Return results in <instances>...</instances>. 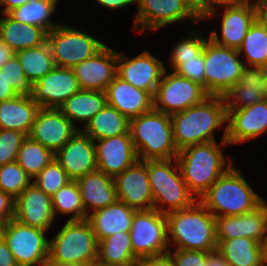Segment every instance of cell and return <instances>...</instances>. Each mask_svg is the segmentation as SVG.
<instances>
[{
  "instance_id": "obj_27",
  "label": "cell",
  "mask_w": 267,
  "mask_h": 266,
  "mask_svg": "<svg viewBox=\"0 0 267 266\" xmlns=\"http://www.w3.org/2000/svg\"><path fill=\"white\" fill-rule=\"evenodd\" d=\"M80 194L86 219L92 212L105 208L117 200L114 177L95 170L75 180ZM90 208V209H88Z\"/></svg>"
},
{
  "instance_id": "obj_37",
  "label": "cell",
  "mask_w": 267,
  "mask_h": 266,
  "mask_svg": "<svg viewBox=\"0 0 267 266\" xmlns=\"http://www.w3.org/2000/svg\"><path fill=\"white\" fill-rule=\"evenodd\" d=\"M53 159L54 153L51 150L27 136L19 149L16 162L33 179Z\"/></svg>"
},
{
  "instance_id": "obj_21",
  "label": "cell",
  "mask_w": 267,
  "mask_h": 266,
  "mask_svg": "<svg viewBox=\"0 0 267 266\" xmlns=\"http://www.w3.org/2000/svg\"><path fill=\"white\" fill-rule=\"evenodd\" d=\"M81 90L105 92L117 74V51L105 45L91 58L73 68Z\"/></svg>"
},
{
  "instance_id": "obj_47",
  "label": "cell",
  "mask_w": 267,
  "mask_h": 266,
  "mask_svg": "<svg viewBox=\"0 0 267 266\" xmlns=\"http://www.w3.org/2000/svg\"><path fill=\"white\" fill-rule=\"evenodd\" d=\"M254 0H198L199 9L201 12V19H209L215 16L218 6H244L255 4Z\"/></svg>"
},
{
  "instance_id": "obj_44",
  "label": "cell",
  "mask_w": 267,
  "mask_h": 266,
  "mask_svg": "<svg viewBox=\"0 0 267 266\" xmlns=\"http://www.w3.org/2000/svg\"><path fill=\"white\" fill-rule=\"evenodd\" d=\"M0 71H4L5 77L9 85L18 94H30L32 91V84L24 75L21 67L20 60L17 55H13L12 58L0 68Z\"/></svg>"
},
{
  "instance_id": "obj_55",
  "label": "cell",
  "mask_w": 267,
  "mask_h": 266,
  "mask_svg": "<svg viewBox=\"0 0 267 266\" xmlns=\"http://www.w3.org/2000/svg\"><path fill=\"white\" fill-rule=\"evenodd\" d=\"M32 0H0V5L4 6V8H1L2 14H8L13 9L20 7L23 4H26Z\"/></svg>"
},
{
  "instance_id": "obj_43",
  "label": "cell",
  "mask_w": 267,
  "mask_h": 266,
  "mask_svg": "<svg viewBox=\"0 0 267 266\" xmlns=\"http://www.w3.org/2000/svg\"><path fill=\"white\" fill-rule=\"evenodd\" d=\"M26 137L27 135L20 131L0 129V166L16 161Z\"/></svg>"
},
{
  "instance_id": "obj_15",
  "label": "cell",
  "mask_w": 267,
  "mask_h": 266,
  "mask_svg": "<svg viewBox=\"0 0 267 266\" xmlns=\"http://www.w3.org/2000/svg\"><path fill=\"white\" fill-rule=\"evenodd\" d=\"M78 130L58 108L40 107L28 136L55 154Z\"/></svg>"
},
{
  "instance_id": "obj_16",
  "label": "cell",
  "mask_w": 267,
  "mask_h": 266,
  "mask_svg": "<svg viewBox=\"0 0 267 266\" xmlns=\"http://www.w3.org/2000/svg\"><path fill=\"white\" fill-rule=\"evenodd\" d=\"M117 200L135 210L153 209V194L147 174V160H136L114 177Z\"/></svg>"
},
{
  "instance_id": "obj_58",
  "label": "cell",
  "mask_w": 267,
  "mask_h": 266,
  "mask_svg": "<svg viewBox=\"0 0 267 266\" xmlns=\"http://www.w3.org/2000/svg\"><path fill=\"white\" fill-rule=\"evenodd\" d=\"M90 266H115V265L106 264V263H103V262L99 261L98 259H96L90 263Z\"/></svg>"
},
{
  "instance_id": "obj_24",
  "label": "cell",
  "mask_w": 267,
  "mask_h": 266,
  "mask_svg": "<svg viewBox=\"0 0 267 266\" xmlns=\"http://www.w3.org/2000/svg\"><path fill=\"white\" fill-rule=\"evenodd\" d=\"M107 104L129 120L154 109L153 95L115 77L105 90Z\"/></svg>"
},
{
  "instance_id": "obj_39",
  "label": "cell",
  "mask_w": 267,
  "mask_h": 266,
  "mask_svg": "<svg viewBox=\"0 0 267 266\" xmlns=\"http://www.w3.org/2000/svg\"><path fill=\"white\" fill-rule=\"evenodd\" d=\"M239 54L245 52V66L264 67L267 65V34L262 26L255 20L249 27Z\"/></svg>"
},
{
  "instance_id": "obj_49",
  "label": "cell",
  "mask_w": 267,
  "mask_h": 266,
  "mask_svg": "<svg viewBox=\"0 0 267 266\" xmlns=\"http://www.w3.org/2000/svg\"><path fill=\"white\" fill-rule=\"evenodd\" d=\"M138 266H176L172 257L166 253L163 255L146 257L138 261Z\"/></svg>"
},
{
  "instance_id": "obj_3",
  "label": "cell",
  "mask_w": 267,
  "mask_h": 266,
  "mask_svg": "<svg viewBox=\"0 0 267 266\" xmlns=\"http://www.w3.org/2000/svg\"><path fill=\"white\" fill-rule=\"evenodd\" d=\"M168 242L176 249L215 252V217L197 200L193 205L165 214Z\"/></svg>"
},
{
  "instance_id": "obj_54",
  "label": "cell",
  "mask_w": 267,
  "mask_h": 266,
  "mask_svg": "<svg viewBox=\"0 0 267 266\" xmlns=\"http://www.w3.org/2000/svg\"><path fill=\"white\" fill-rule=\"evenodd\" d=\"M15 52L0 38V68L3 67Z\"/></svg>"
},
{
  "instance_id": "obj_35",
  "label": "cell",
  "mask_w": 267,
  "mask_h": 266,
  "mask_svg": "<svg viewBox=\"0 0 267 266\" xmlns=\"http://www.w3.org/2000/svg\"><path fill=\"white\" fill-rule=\"evenodd\" d=\"M57 3L58 0H32L13 9L8 15L19 23L41 27L49 33L59 25L51 22Z\"/></svg>"
},
{
  "instance_id": "obj_7",
  "label": "cell",
  "mask_w": 267,
  "mask_h": 266,
  "mask_svg": "<svg viewBox=\"0 0 267 266\" xmlns=\"http://www.w3.org/2000/svg\"><path fill=\"white\" fill-rule=\"evenodd\" d=\"M98 242L90 222L67 220L49 240V259L61 263H91L97 259Z\"/></svg>"
},
{
  "instance_id": "obj_29",
  "label": "cell",
  "mask_w": 267,
  "mask_h": 266,
  "mask_svg": "<svg viewBox=\"0 0 267 266\" xmlns=\"http://www.w3.org/2000/svg\"><path fill=\"white\" fill-rule=\"evenodd\" d=\"M39 108L30 94L0 102V129L20 131L28 136Z\"/></svg>"
},
{
  "instance_id": "obj_57",
  "label": "cell",
  "mask_w": 267,
  "mask_h": 266,
  "mask_svg": "<svg viewBox=\"0 0 267 266\" xmlns=\"http://www.w3.org/2000/svg\"><path fill=\"white\" fill-rule=\"evenodd\" d=\"M45 266H90V263H61L52 261L48 258L45 263Z\"/></svg>"
},
{
  "instance_id": "obj_32",
  "label": "cell",
  "mask_w": 267,
  "mask_h": 266,
  "mask_svg": "<svg viewBox=\"0 0 267 266\" xmlns=\"http://www.w3.org/2000/svg\"><path fill=\"white\" fill-rule=\"evenodd\" d=\"M107 104L106 94L97 90H80L65 100L58 109L76 126H84Z\"/></svg>"
},
{
  "instance_id": "obj_60",
  "label": "cell",
  "mask_w": 267,
  "mask_h": 266,
  "mask_svg": "<svg viewBox=\"0 0 267 266\" xmlns=\"http://www.w3.org/2000/svg\"><path fill=\"white\" fill-rule=\"evenodd\" d=\"M263 69H264V78H265L266 92H267V65L264 66Z\"/></svg>"
},
{
  "instance_id": "obj_30",
  "label": "cell",
  "mask_w": 267,
  "mask_h": 266,
  "mask_svg": "<svg viewBox=\"0 0 267 266\" xmlns=\"http://www.w3.org/2000/svg\"><path fill=\"white\" fill-rule=\"evenodd\" d=\"M0 18V38L16 53L38 47L47 41V32L30 24L19 23L8 14Z\"/></svg>"
},
{
  "instance_id": "obj_53",
  "label": "cell",
  "mask_w": 267,
  "mask_h": 266,
  "mask_svg": "<svg viewBox=\"0 0 267 266\" xmlns=\"http://www.w3.org/2000/svg\"><path fill=\"white\" fill-rule=\"evenodd\" d=\"M100 5L108 9H120L124 8L125 6L131 5L136 3V0H95Z\"/></svg>"
},
{
  "instance_id": "obj_20",
  "label": "cell",
  "mask_w": 267,
  "mask_h": 266,
  "mask_svg": "<svg viewBox=\"0 0 267 266\" xmlns=\"http://www.w3.org/2000/svg\"><path fill=\"white\" fill-rule=\"evenodd\" d=\"M216 240L247 237L264 243L267 236V206L263 202L252 212L215 217Z\"/></svg>"
},
{
  "instance_id": "obj_46",
  "label": "cell",
  "mask_w": 267,
  "mask_h": 266,
  "mask_svg": "<svg viewBox=\"0 0 267 266\" xmlns=\"http://www.w3.org/2000/svg\"><path fill=\"white\" fill-rule=\"evenodd\" d=\"M212 252L176 249L168 254L172 257L176 266H204Z\"/></svg>"
},
{
  "instance_id": "obj_38",
  "label": "cell",
  "mask_w": 267,
  "mask_h": 266,
  "mask_svg": "<svg viewBox=\"0 0 267 266\" xmlns=\"http://www.w3.org/2000/svg\"><path fill=\"white\" fill-rule=\"evenodd\" d=\"M52 209L55 218L60 213L73 214L68 220H85L86 212L82 204L81 194L75 180H71L60 188L52 197Z\"/></svg>"
},
{
  "instance_id": "obj_14",
  "label": "cell",
  "mask_w": 267,
  "mask_h": 266,
  "mask_svg": "<svg viewBox=\"0 0 267 266\" xmlns=\"http://www.w3.org/2000/svg\"><path fill=\"white\" fill-rule=\"evenodd\" d=\"M124 55L117 51L116 76L154 96L166 66L149 51H143L132 58Z\"/></svg>"
},
{
  "instance_id": "obj_2",
  "label": "cell",
  "mask_w": 267,
  "mask_h": 266,
  "mask_svg": "<svg viewBox=\"0 0 267 266\" xmlns=\"http://www.w3.org/2000/svg\"><path fill=\"white\" fill-rule=\"evenodd\" d=\"M170 116L173 141L178 151L190 145L216 141L214 131L227 126L223 96H209L201 103Z\"/></svg>"
},
{
  "instance_id": "obj_13",
  "label": "cell",
  "mask_w": 267,
  "mask_h": 266,
  "mask_svg": "<svg viewBox=\"0 0 267 266\" xmlns=\"http://www.w3.org/2000/svg\"><path fill=\"white\" fill-rule=\"evenodd\" d=\"M165 70L153 96L154 110L173 114L201 103L210 95L204 87L175 72Z\"/></svg>"
},
{
  "instance_id": "obj_33",
  "label": "cell",
  "mask_w": 267,
  "mask_h": 266,
  "mask_svg": "<svg viewBox=\"0 0 267 266\" xmlns=\"http://www.w3.org/2000/svg\"><path fill=\"white\" fill-rule=\"evenodd\" d=\"M130 120L114 107L106 104L82 127V131L93 141L121 134H130Z\"/></svg>"
},
{
  "instance_id": "obj_28",
  "label": "cell",
  "mask_w": 267,
  "mask_h": 266,
  "mask_svg": "<svg viewBox=\"0 0 267 266\" xmlns=\"http://www.w3.org/2000/svg\"><path fill=\"white\" fill-rule=\"evenodd\" d=\"M136 211L122 201L116 200L105 208L89 213L87 220L99 242L115 233L130 231Z\"/></svg>"
},
{
  "instance_id": "obj_23",
  "label": "cell",
  "mask_w": 267,
  "mask_h": 266,
  "mask_svg": "<svg viewBox=\"0 0 267 266\" xmlns=\"http://www.w3.org/2000/svg\"><path fill=\"white\" fill-rule=\"evenodd\" d=\"M94 142L97 170L106 175L115 177L138 160L130 134L98 139Z\"/></svg>"
},
{
  "instance_id": "obj_11",
  "label": "cell",
  "mask_w": 267,
  "mask_h": 266,
  "mask_svg": "<svg viewBox=\"0 0 267 266\" xmlns=\"http://www.w3.org/2000/svg\"><path fill=\"white\" fill-rule=\"evenodd\" d=\"M56 66L73 68L85 59L91 58L106 44L94 36L65 24H60L47 33Z\"/></svg>"
},
{
  "instance_id": "obj_42",
  "label": "cell",
  "mask_w": 267,
  "mask_h": 266,
  "mask_svg": "<svg viewBox=\"0 0 267 266\" xmlns=\"http://www.w3.org/2000/svg\"><path fill=\"white\" fill-rule=\"evenodd\" d=\"M32 180V183L51 197L71 181L55 158Z\"/></svg>"
},
{
  "instance_id": "obj_56",
  "label": "cell",
  "mask_w": 267,
  "mask_h": 266,
  "mask_svg": "<svg viewBox=\"0 0 267 266\" xmlns=\"http://www.w3.org/2000/svg\"><path fill=\"white\" fill-rule=\"evenodd\" d=\"M204 266H230V264L219 254L218 251L211 253Z\"/></svg>"
},
{
  "instance_id": "obj_45",
  "label": "cell",
  "mask_w": 267,
  "mask_h": 266,
  "mask_svg": "<svg viewBox=\"0 0 267 266\" xmlns=\"http://www.w3.org/2000/svg\"><path fill=\"white\" fill-rule=\"evenodd\" d=\"M204 49L195 59L181 60V65L174 71L177 75L201 84L205 89Z\"/></svg>"
},
{
  "instance_id": "obj_6",
  "label": "cell",
  "mask_w": 267,
  "mask_h": 266,
  "mask_svg": "<svg viewBox=\"0 0 267 266\" xmlns=\"http://www.w3.org/2000/svg\"><path fill=\"white\" fill-rule=\"evenodd\" d=\"M147 174L153 209L160 213L188 208L198 200L183 180L176 158L147 160Z\"/></svg>"
},
{
  "instance_id": "obj_51",
  "label": "cell",
  "mask_w": 267,
  "mask_h": 266,
  "mask_svg": "<svg viewBox=\"0 0 267 266\" xmlns=\"http://www.w3.org/2000/svg\"><path fill=\"white\" fill-rule=\"evenodd\" d=\"M19 95L8 83L4 71H0V102L12 99Z\"/></svg>"
},
{
  "instance_id": "obj_5",
  "label": "cell",
  "mask_w": 267,
  "mask_h": 266,
  "mask_svg": "<svg viewBox=\"0 0 267 266\" xmlns=\"http://www.w3.org/2000/svg\"><path fill=\"white\" fill-rule=\"evenodd\" d=\"M129 132L139 160L174 159L178 155L169 114L153 109L132 118Z\"/></svg>"
},
{
  "instance_id": "obj_17",
  "label": "cell",
  "mask_w": 267,
  "mask_h": 266,
  "mask_svg": "<svg viewBox=\"0 0 267 266\" xmlns=\"http://www.w3.org/2000/svg\"><path fill=\"white\" fill-rule=\"evenodd\" d=\"M81 90L72 68L56 66L32 85V100L42 108H58Z\"/></svg>"
},
{
  "instance_id": "obj_19",
  "label": "cell",
  "mask_w": 267,
  "mask_h": 266,
  "mask_svg": "<svg viewBox=\"0 0 267 266\" xmlns=\"http://www.w3.org/2000/svg\"><path fill=\"white\" fill-rule=\"evenodd\" d=\"M226 127L229 144L260 137L267 130V98L243 109H227Z\"/></svg>"
},
{
  "instance_id": "obj_36",
  "label": "cell",
  "mask_w": 267,
  "mask_h": 266,
  "mask_svg": "<svg viewBox=\"0 0 267 266\" xmlns=\"http://www.w3.org/2000/svg\"><path fill=\"white\" fill-rule=\"evenodd\" d=\"M15 54L20 60L24 75L32 85L56 67L47 41L38 47L24 49Z\"/></svg>"
},
{
  "instance_id": "obj_4",
  "label": "cell",
  "mask_w": 267,
  "mask_h": 266,
  "mask_svg": "<svg viewBox=\"0 0 267 266\" xmlns=\"http://www.w3.org/2000/svg\"><path fill=\"white\" fill-rule=\"evenodd\" d=\"M198 200L214 217H220L252 212L263 203L264 198L232 165Z\"/></svg>"
},
{
  "instance_id": "obj_25",
  "label": "cell",
  "mask_w": 267,
  "mask_h": 266,
  "mask_svg": "<svg viewBox=\"0 0 267 266\" xmlns=\"http://www.w3.org/2000/svg\"><path fill=\"white\" fill-rule=\"evenodd\" d=\"M223 8L221 39L215 30L211 31L208 38L218 45L238 50L249 27L255 21V4Z\"/></svg>"
},
{
  "instance_id": "obj_52",
  "label": "cell",
  "mask_w": 267,
  "mask_h": 266,
  "mask_svg": "<svg viewBox=\"0 0 267 266\" xmlns=\"http://www.w3.org/2000/svg\"><path fill=\"white\" fill-rule=\"evenodd\" d=\"M0 266H18L6 242L0 236Z\"/></svg>"
},
{
  "instance_id": "obj_48",
  "label": "cell",
  "mask_w": 267,
  "mask_h": 266,
  "mask_svg": "<svg viewBox=\"0 0 267 266\" xmlns=\"http://www.w3.org/2000/svg\"><path fill=\"white\" fill-rule=\"evenodd\" d=\"M15 199L0 190V227L14 217Z\"/></svg>"
},
{
  "instance_id": "obj_34",
  "label": "cell",
  "mask_w": 267,
  "mask_h": 266,
  "mask_svg": "<svg viewBox=\"0 0 267 266\" xmlns=\"http://www.w3.org/2000/svg\"><path fill=\"white\" fill-rule=\"evenodd\" d=\"M97 259L115 266H138L133 256L130 233L118 232L98 242Z\"/></svg>"
},
{
  "instance_id": "obj_22",
  "label": "cell",
  "mask_w": 267,
  "mask_h": 266,
  "mask_svg": "<svg viewBox=\"0 0 267 266\" xmlns=\"http://www.w3.org/2000/svg\"><path fill=\"white\" fill-rule=\"evenodd\" d=\"M13 219L47 231L56 220L51 196L31 183L15 198Z\"/></svg>"
},
{
  "instance_id": "obj_41",
  "label": "cell",
  "mask_w": 267,
  "mask_h": 266,
  "mask_svg": "<svg viewBox=\"0 0 267 266\" xmlns=\"http://www.w3.org/2000/svg\"><path fill=\"white\" fill-rule=\"evenodd\" d=\"M190 30L186 39L177 42L173 47L170 59L171 70L173 72L181 65V60L195 59V56H199L204 49L206 41L209 39L204 38L200 33Z\"/></svg>"
},
{
  "instance_id": "obj_9",
  "label": "cell",
  "mask_w": 267,
  "mask_h": 266,
  "mask_svg": "<svg viewBox=\"0 0 267 266\" xmlns=\"http://www.w3.org/2000/svg\"><path fill=\"white\" fill-rule=\"evenodd\" d=\"M138 4L134 28L145 36V29L158 30L168 24L189 20L200 22L198 0H136Z\"/></svg>"
},
{
  "instance_id": "obj_50",
  "label": "cell",
  "mask_w": 267,
  "mask_h": 266,
  "mask_svg": "<svg viewBox=\"0 0 267 266\" xmlns=\"http://www.w3.org/2000/svg\"><path fill=\"white\" fill-rule=\"evenodd\" d=\"M255 20L267 34V0H257L255 3Z\"/></svg>"
},
{
  "instance_id": "obj_40",
  "label": "cell",
  "mask_w": 267,
  "mask_h": 266,
  "mask_svg": "<svg viewBox=\"0 0 267 266\" xmlns=\"http://www.w3.org/2000/svg\"><path fill=\"white\" fill-rule=\"evenodd\" d=\"M31 180L16 161L0 166V190L14 199L32 183Z\"/></svg>"
},
{
  "instance_id": "obj_31",
  "label": "cell",
  "mask_w": 267,
  "mask_h": 266,
  "mask_svg": "<svg viewBox=\"0 0 267 266\" xmlns=\"http://www.w3.org/2000/svg\"><path fill=\"white\" fill-rule=\"evenodd\" d=\"M217 251L230 266H266L263 244L247 237L217 240Z\"/></svg>"
},
{
  "instance_id": "obj_18",
  "label": "cell",
  "mask_w": 267,
  "mask_h": 266,
  "mask_svg": "<svg viewBox=\"0 0 267 266\" xmlns=\"http://www.w3.org/2000/svg\"><path fill=\"white\" fill-rule=\"evenodd\" d=\"M95 142L81 129L54 154L71 180L97 170Z\"/></svg>"
},
{
  "instance_id": "obj_8",
  "label": "cell",
  "mask_w": 267,
  "mask_h": 266,
  "mask_svg": "<svg viewBox=\"0 0 267 266\" xmlns=\"http://www.w3.org/2000/svg\"><path fill=\"white\" fill-rule=\"evenodd\" d=\"M240 56L236 49L206 41L205 90L210 96H224L239 81L245 67Z\"/></svg>"
},
{
  "instance_id": "obj_10",
  "label": "cell",
  "mask_w": 267,
  "mask_h": 266,
  "mask_svg": "<svg viewBox=\"0 0 267 266\" xmlns=\"http://www.w3.org/2000/svg\"><path fill=\"white\" fill-rule=\"evenodd\" d=\"M47 231L11 219L0 227V236L12 252L18 266H45L49 257Z\"/></svg>"
},
{
  "instance_id": "obj_26",
  "label": "cell",
  "mask_w": 267,
  "mask_h": 266,
  "mask_svg": "<svg viewBox=\"0 0 267 266\" xmlns=\"http://www.w3.org/2000/svg\"><path fill=\"white\" fill-rule=\"evenodd\" d=\"M223 97L227 109H243L267 98L263 67L245 66L239 81Z\"/></svg>"
},
{
  "instance_id": "obj_59",
  "label": "cell",
  "mask_w": 267,
  "mask_h": 266,
  "mask_svg": "<svg viewBox=\"0 0 267 266\" xmlns=\"http://www.w3.org/2000/svg\"><path fill=\"white\" fill-rule=\"evenodd\" d=\"M263 251H264V262H265V265L267 266V236L263 243Z\"/></svg>"
},
{
  "instance_id": "obj_1",
  "label": "cell",
  "mask_w": 267,
  "mask_h": 266,
  "mask_svg": "<svg viewBox=\"0 0 267 266\" xmlns=\"http://www.w3.org/2000/svg\"><path fill=\"white\" fill-rule=\"evenodd\" d=\"M226 137L227 127L219 144L217 141L199 143L178 151L176 160L182 178L197 199L233 165L230 158L226 162L221 150L222 147L229 145Z\"/></svg>"
},
{
  "instance_id": "obj_12",
  "label": "cell",
  "mask_w": 267,
  "mask_h": 266,
  "mask_svg": "<svg viewBox=\"0 0 267 266\" xmlns=\"http://www.w3.org/2000/svg\"><path fill=\"white\" fill-rule=\"evenodd\" d=\"M130 233L133 256L140 259L168 253L167 219L156 209L134 213Z\"/></svg>"
}]
</instances>
